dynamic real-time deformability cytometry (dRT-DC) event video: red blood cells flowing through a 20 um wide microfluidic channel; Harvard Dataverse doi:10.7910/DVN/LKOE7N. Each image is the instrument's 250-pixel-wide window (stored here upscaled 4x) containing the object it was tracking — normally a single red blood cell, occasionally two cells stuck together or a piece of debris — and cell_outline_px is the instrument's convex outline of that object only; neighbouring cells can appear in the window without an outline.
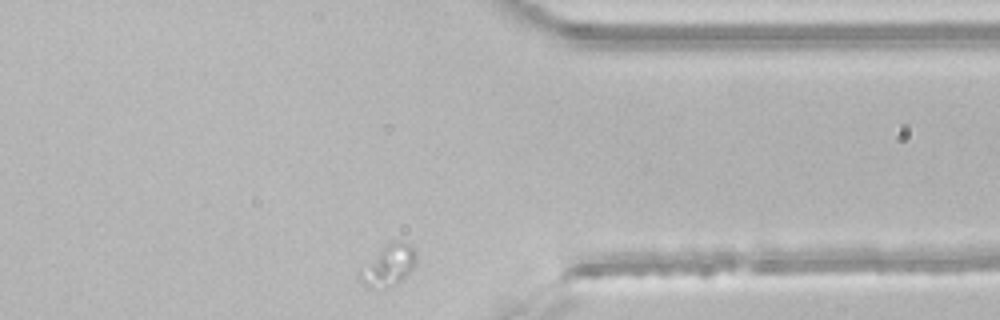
{"species": "common noctule bat (a hibernating species)", "species_latin": "Nyctalus noctula", "temperature_condition": "room temperature", "stored_images_in_passage": 29, "camera_frame_rate_fps": 3000, "um_per_image_px": 0.085, "animal": {"sex": "male", "body_mass_g": 21.5, "forearm_length_mm": 52.0}, "frame": {"image": 1, "passage_image": 29, "time_ms": 9.333, "image_size_px": [1000, 320], "cell_outline_px": [[416, 260], [412, 268], [396, 284], [388, 288], [368, 288], [356, 276], [380, 248], [384, 244], [392, 240], [400, 240], [412, 244], [416, 252]], "centroid_in_image_um": [33.03, 22.53], "position_along_channel_um": 378.4, "area_um2": 13.58}}